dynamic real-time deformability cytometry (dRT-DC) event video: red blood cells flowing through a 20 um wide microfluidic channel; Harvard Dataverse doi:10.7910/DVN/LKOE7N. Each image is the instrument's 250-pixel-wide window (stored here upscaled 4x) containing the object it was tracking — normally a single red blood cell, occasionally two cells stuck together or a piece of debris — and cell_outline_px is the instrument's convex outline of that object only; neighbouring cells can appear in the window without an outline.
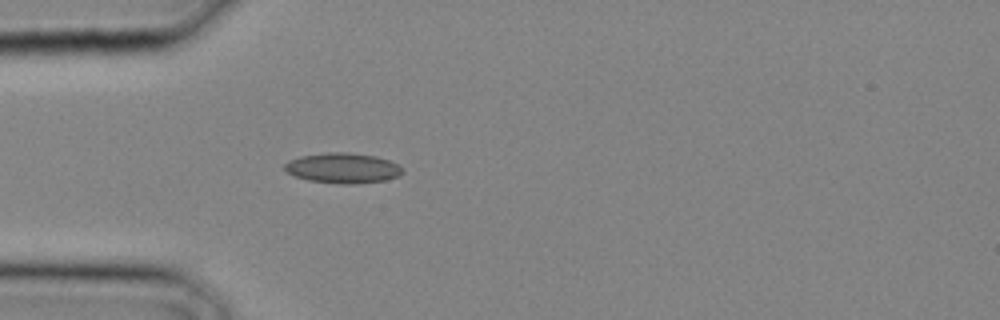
{"species": "common noctule bat (a hibernating species)", "species_latin": "Nyctalus noctula", "temperature_condition": "cold", "stored_images_in_passage": 7, "camera_frame_rate_fps": 3000, "um_per_image_px": 0.085, "animal": {"sex": "male", "body_mass_g": 20.4}, "frame": {"image": 1, "passage_image": 3, "time_ms": 0.667, "image_size_px": [1000, 320], "cell_outline_px": [[404, 172], [400, 176], [384, 180], [352, 184], [344, 184], [308, 180], [296, 176], [288, 172], [284, 168], [284, 164], [288, 160], [300, 156], [328, 152], [348, 152], [376, 156], [388, 160], [396, 164]], "centroid_in_image_um": [29.12, 14.28], "position_along_channel_um": 55.9, "area_um2": 20.63}}
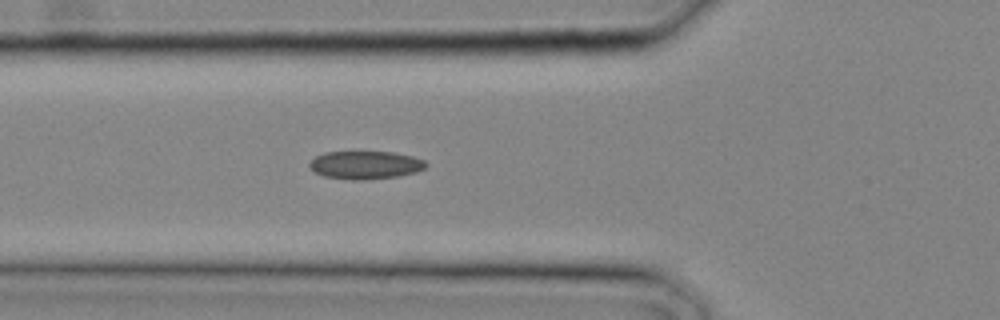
{"frame": {"image": 2, "passage_image": 5, "time_ms": 1.333, "image_size_px": [1000, 320], "cell_outline_px": [[428, 164], [424, 168], [416, 172], [396, 176], [364, 180], [352, 180], [324, 176], [316, 172], [308, 164], [316, 156], [324, 152], [392, 152], [412, 156], [424, 160]], "centroid_in_image_um": [31.06, 14.02], "position_along_channel_um": 94.7, "area_um2": 18.84}}
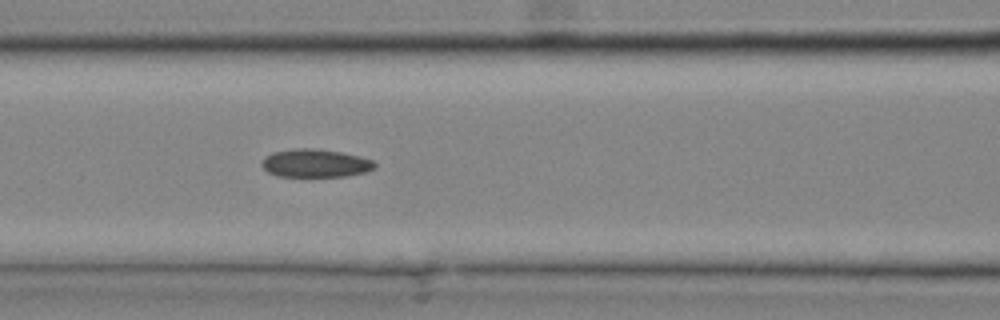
{"frame": {"image": 3, "passage_image": 7, "time_ms": 2.0, "image_size_px": [1000, 320], "cell_outline_px": [[376, 168], [368, 172], [344, 176], [276, 176], [268, 172], [260, 164], [264, 156], [272, 152], [292, 148], [312, 148], [340, 152], [360, 156], [372, 160], [376, 164]], "centroid_in_image_um": [26.79, 13.87], "position_along_channel_um": 139.8, "area_um2": 18.67}}